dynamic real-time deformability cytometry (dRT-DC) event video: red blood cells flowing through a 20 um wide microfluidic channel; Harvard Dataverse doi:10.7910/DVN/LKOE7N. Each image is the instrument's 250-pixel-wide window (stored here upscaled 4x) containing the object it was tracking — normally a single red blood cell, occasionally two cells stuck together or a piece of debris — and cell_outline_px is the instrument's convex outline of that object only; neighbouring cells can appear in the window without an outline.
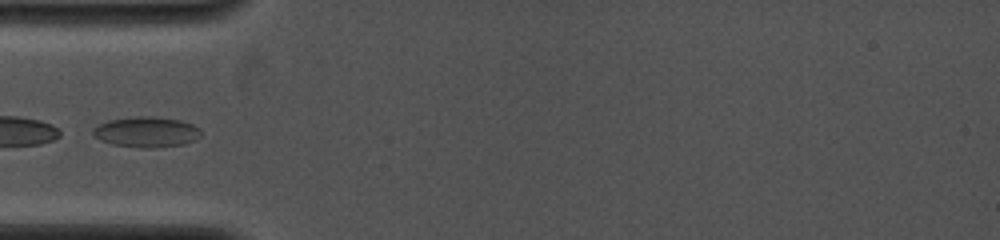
{"species": "common noctule bat (a hibernating species)", "species_latin": "Nyctalus noctula", "temperature_condition": "cold", "stored_images_in_passage": 30, "camera_frame_rate_fps": 4000, "um_per_image_px": 0.085, "animal": {"sex": "female", "body_mass_g": 19.0, "forearm_length_mm": 53.3}, "frame": {"image": 1, "passage_image": 1, "time_ms": 0.0, "image_size_px": [1000, 240], "cell_outline_px": [[200, 136], [196, 140], [184, 144], [156, 148], [140, 148], [112, 144], [100, 140], [92, 136], [92, 128], [108, 120], [132, 116], [152, 116], [180, 120], [192, 124], [200, 128]], "centroid_in_image_um": [12.43, 11.22], "position_along_channel_um": 72.6, "area_um2": 19.48}}